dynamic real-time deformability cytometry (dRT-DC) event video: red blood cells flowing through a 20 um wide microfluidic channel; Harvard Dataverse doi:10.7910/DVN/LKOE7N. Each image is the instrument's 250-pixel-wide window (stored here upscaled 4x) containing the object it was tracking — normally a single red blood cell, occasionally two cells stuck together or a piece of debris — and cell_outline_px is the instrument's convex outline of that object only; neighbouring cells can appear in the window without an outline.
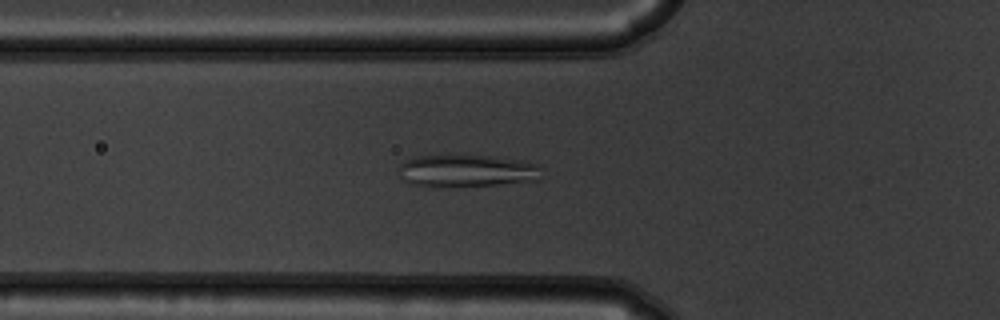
{"species": "common noctule bat (a hibernating species)", "species_latin": "Nyctalus noctula", "temperature_condition": "warm", "stored_images_in_passage": 55, "camera_frame_rate_fps": 3000, "um_per_image_px": 0.085, "animal": {"sex": "male", "body_mass_g": 19.5, "forearm_length_mm": 54.6}, "frame": {"image": 1, "passage_image": 20, "time_ms": 6.333, "image_size_px": [1000, 320], "cell_outline_px": [[540, 168], [536, 180], [496, 184], [448, 188], [432, 188], [412, 184], [404, 180], [400, 168], [400, 164], [416, 156], [492, 156], [520, 160], [536, 164]], "centroid_in_image_um": [39.63, 14.54], "position_along_channel_um": 86.2, "area_um2": 26.65}}
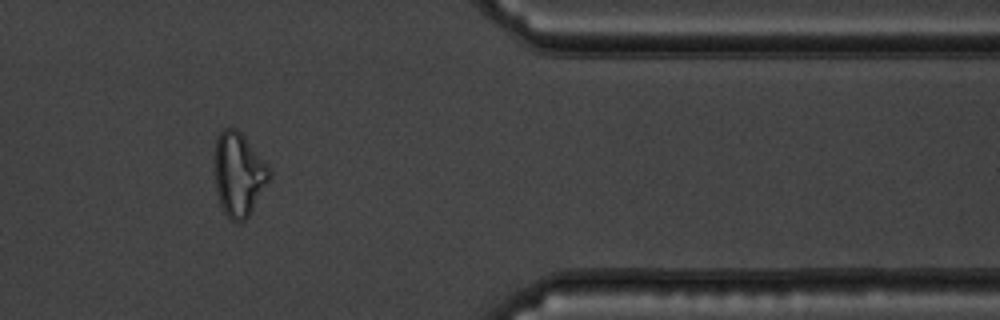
{"frame": {"image": 2, "passage_image": 46, "time_ms": 15.0, "image_size_px": [1000, 320], "cell_outline_px": [[272, 176], [248, 216], [240, 224], [232, 220], [224, 212], [220, 204], [216, 192], [216, 136], [224, 128], [236, 128], [244, 136], [268, 164], [272, 172]], "centroid_in_image_um": [20.32, 14.81], "position_along_channel_um": 391.1, "area_um2": 26.53}}
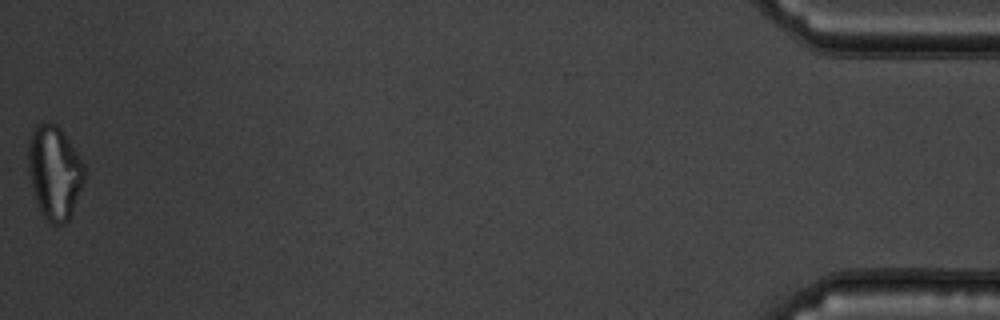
{"frame": {"image": 3, "passage_image": 55, "time_ms": 18.0, "image_size_px": [1000, 320], "cell_outline_px": [[84, 180], [72, 212], [68, 220], [64, 224], [52, 224], [44, 216], [36, 204], [28, 172], [28, 144], [32, 128], [36, 124], [56, 124], [60, 128], [84, 164]], "centroid_in_image_um": [4.6, 14.66], "position_along_channel_um": 430.6, "area_um2": 30.35}}